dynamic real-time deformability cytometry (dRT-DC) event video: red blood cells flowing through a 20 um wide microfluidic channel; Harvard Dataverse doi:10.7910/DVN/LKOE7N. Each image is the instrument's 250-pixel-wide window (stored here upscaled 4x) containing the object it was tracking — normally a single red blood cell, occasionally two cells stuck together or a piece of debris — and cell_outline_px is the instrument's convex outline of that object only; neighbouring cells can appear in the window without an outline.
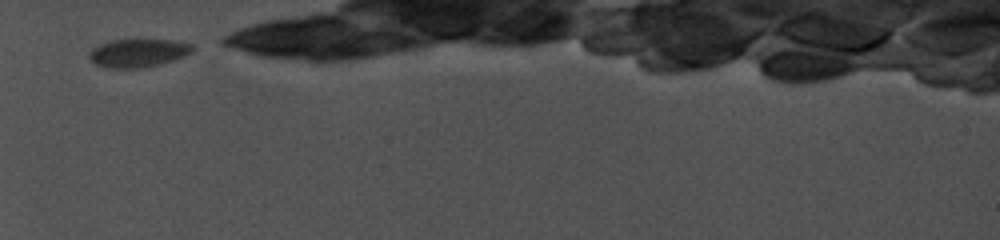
{"species": "common noctule bat (a hibernating species)", "species_latin": "Nyctalus noctula", "temperature_condition": "cold", "stored_images_in_passage": 4, "camera_frame_rate_fps": 5000, "um_per_image_px": 0.085, "animal": {"sex": "female", "body_mass_g": 19.0, "forearm_length_mm": 56.7}, "frame": {"image": 1, "passage_image": 1, "time_ms": 0.0, "image_size_px": [1000, 240], "cell_outline_px": [[196, 48], [192, 52], [184, 56], [160, 64], [144, 68], [108, 68], [96, 64], [88, 56], [88, 52], [92, 48], [108, 40], [132, 36], [172, 40], [192, 44]], "centroid_in_image_um": [11.73, 4.44], "position_along_channel_um": 73.3, "area_um2": 17.98}}